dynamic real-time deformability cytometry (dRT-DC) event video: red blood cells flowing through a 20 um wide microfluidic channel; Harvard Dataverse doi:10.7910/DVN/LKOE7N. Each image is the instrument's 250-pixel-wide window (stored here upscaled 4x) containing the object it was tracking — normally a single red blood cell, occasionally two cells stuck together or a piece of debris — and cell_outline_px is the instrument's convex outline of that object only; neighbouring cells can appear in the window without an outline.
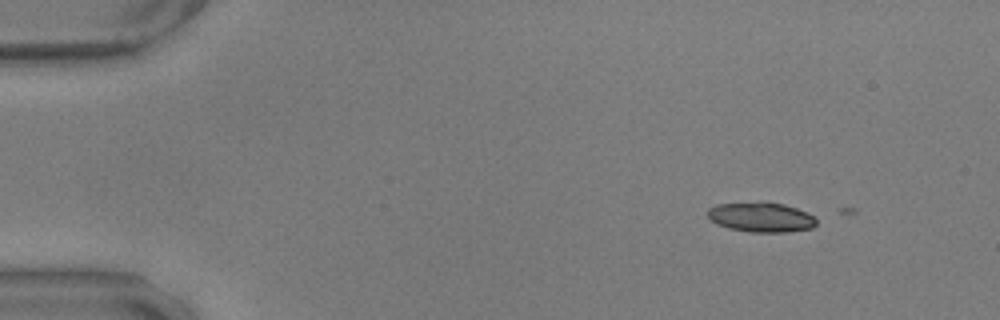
{"species": "common noctule bat (a hibernating species)", "species_latin": "Nyctalus noctula", "temperature_condition": "warm", "stored_images_in_passage": 5, "camera_frame_rate_fps": 3000, "um_per_image_px": 0.085, "animal": {"sex": "male", "body_mass_g": 17.9, "forearm_length_mm": 54.2}, "frame": {"image": 1, "passage_image": 4, "time_ms": 1.0, "image_size_px": [1000, 320], "cell_outline_px": [[816, 224], [812, 228], [788, 232], [752, 232], [728, 228], [716, 224], [708, 216], [708, 208], [716, 204], [760, 200], [784, 204], [808, 212], [816, 220]], "centroid_in_image_um": [64.67, 18.43], "position_along_channel_um": 20.3, "area_um2": 19.25}}